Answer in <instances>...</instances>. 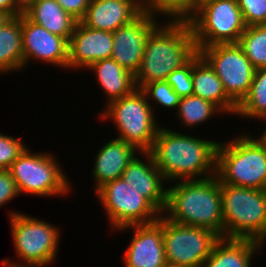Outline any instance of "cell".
Listing matches in <instances>:
<instances>
[{
    "label": "cell",
    "instance_id": "7c38bea8",
    "mask_svg": "<svg viewBox=\"0 0 266 267\" xmlns=\"http://www.w3.org/2000/svg\"><path fill=\"white\" fill-rule=\"evenodd\" d=\"M238 105L249 92L255 68L237 43L215 44L198 50Z\"/></svg>",
    "mask_w": 266,
    "mask_h": 267
},
{
    "label": "cell",
    "instance_id": "ab89813d",
    "mask_svg": "<svg viewBox=\"0 0 266 267\" xmlns=\"http://www.w3.org/2000/svg\"><path fill=\"white\" fill-rule=\"evenodd\" d=\"M261 135L266 139V129L264 130V132Z\"/></svg>",
    "mask_w": 266,
    "mask_h": 267
},
{
    "label": "cell",
    "instance_id": "8fae6325",
    "mask_svg": "<svg viewBox=\"0 0 266 267\" xmlns=\"http://www.w3.org/2000/svg\"><path fill=\"white\" fill-rule=\"evenodd\" d=\"M95 194L114 230L131 225L153 223L161 215L146 198L122 178L106 183Z\"/></svg>",
    "mask_w": 266,
    "mask_h": 267
},
{
    "label": "cell",
    "instance_id": "7402d4cb",
    "mask_svg": "<svg viewBox=\"0 0 266 267\" xmlns=\"http://www.w3.org/2000/svg\"><path fill=\"white\" fill-rule=\"evenodd\" d=\"M262 245L253 239L221 237L201 267H251L252 257Z\"/></svg>",
    "mask_w": 266,
    "mask_h": 267
},
{
    "label": "cell",
    "instance_id": "5bb4252c",
    "mask_svg": "<svg viewBox=\"0 0 266 267\" xmlns=\"http://www.w3.org/2000/svg\"><path fill=\"white\" fill-rule=\"evenodd\" d=\"M130 228L134 231L123 255V264L126 267H168L163 243V215L153 223L126 226L118 231Z\"/></svg>",
    "mask_w": 266,
    "mask_h": 267
},
{
    "label": "cell",
    "instance_id": "d6a6232c",
    "mask_svg": "<svg viewBox=\"0 0 266 267\" xmlns=\"http://www.w3.org/2000/svg\"><path fill=\"white\" fill-rule=\"evenodd\" d=\"M16 183L8 170H0V207L18 197Z\"/></svg>",
    "mask_w": 266,
    "mask_h": 267
},
{
    "label": "cell",
    "instance_id": "30bf717a",
    "mask_svg": "<svg viewBox=\"0 0 266 267\" xmlns=\"http://www.w3.org/2000/svg\"><path fill=\"white\" fill-rule=\"evenodd\" d=\"M219 239L214 231L178 224L163 216V243L168 267H201Z\"/></svg>",
    "mask_w": 266,
    "mask_h": 267
},
{
    "label": "cell",
    "instance_id": "ac0fdd59",
    "mask_svg": "<svg viewBox=\"0 0 266 267\" xmlns=\"http://www.w3.org/2000/svg\"><path fill=\"white\" fill-rule=\"evenodd\" d=\"M142 12L141 0H91L81 22L95 30L114 32Z\"/></svg>",
    "mask_w": 266,
    "mask_h": 267
},
{
    "label": "cell",
    "instance_id": "cb8c5ba5",
    "mask_svg": "<svg viewBox=\"0 0 266 267\" xmlns=\"http://www.w3.org/2000/svg\"><path fill=\"white\" fill-rule=\"evenodd\" d=\"M24 68L21 15L0 29V74Z\"/></svg>",
    "mask_w": 266,
    "mask_h": 267
},
{
    "label": "cell",
    "instance_id": "83f0119b",
    "mask_svg": "<svg viewBox=\"0 0 266 267\" xmlns=\"http://www.w3.org/2000/svg\"><path fill=\"white\" fill-rule=\"evenodd\" d=\"M144 12L163 15L169 21H188L191 18V0H141Z\"/></svg>",
    "mask_w": 266,
    "mask_h": 267
},
{
    "label": "cell",
    "instance_id": "2e32d148",
    "mask_svg": "<svg viewBox=\"0 0 266 267\" xmlns=\"http://www.w3.org/2000/svg\"><path fill=\"white\" fill-rule=\"evenodd\" d=\"M112 50V32L95 30L79 21L69 40L68 69H87L96 61L111 58Z\"/></svg>",
    "mask_w": 266,
    "mask_h": 267
},
{
    "label": "cell",
    "instance_id": "52a82bcc",
    "mask_svg": "<svg viewBox=\"0 0 266 267\" xmlns=\"http://www.w3.org/2000/svg\"><path fill=\"white\" fill-rule=\"evenodd\" d=\"M26 148L8 171L19 194L63 196L71 191V183L57 158L49 152L32 153Z\"/></svg>",
    "mask_w": 266,
    "mask_h": 267
},
{
    "label": "cell",
    "instance_id": "4fadbf2b",
    "mask_svg": "<svg viewBox=\"0 0 266 267\" xmlns=\"http://www.w3.org/2000/svg\"><path fill=\"white\" fill-rule=\"evenodd\" d=\"M157 19L143 11L131 23L112 32L111 58L133 75L140 67L148 35L160 24Z\"/></svg>",
    "mask_w": 266,
    "mask_h": 267
},
{
    "label": "cell",
    "instance_id": "9c48e42d",
    "mask_svg": "<svg viewBox=\"0 0 266 267\" xmlns=\"http://www.w3.org/2000/svg\"><path fill=\"white\" fill-rule=\"evenodd\" d=\"M197 49L215 44L237 43L246 25L236 0H212L188 20Z\"/></svg>",
    "mask_w": 266,
    "mask_h": 267
},
{
    "label": "cell",
    "instance_id": "f1b7e54d",
    "mask_svg": "<svg viewBox=\"0 0 266 267\" xmlns=\"http://www.w3.org/2000/svg\"><path fill=\"white\" fill-rule=\"evenodd\" d=\"M141 90L144 92L147 100L150 99L161 107L176 109L181 97L173 90L166 80L153 81L144 85Z\"/></svg>",
    "mask_w": 266,
    "mask_h": 267
},
{
    "label": "cell",
    "instance_id": "e0dca14e",
    "mask_svg": "<svg viewBox=\"0 0 266 267\" xmlns=\"http://www.w3.org/2000/svg\"><path fill=\"white\" fill-rule=\"evenodd\" d=\"M138 155L144 158L140 159ZM138 155L128 164L121 178L163 214L167 197V189L164 184L166 180L156 167L149 152H139Z\"/></svg>",
    "mask_w": 266,
    "mask_h": 267
},
{
    "label": "cell",
    "instance_id": "ba28073f",
    "mask_svg": "<svg viewBox=\"0 0 266 267\" xmlns=\"http://www.w3.org/2000/svg\"><path fill=\"white\" fill-rule=\"evenodd\" d=\"M16 264L49 265L58 254L60 229L31 215L9 211Z\"/></svg>",
    "mask_w": 266,
    "mask_h": 267
},
{
    "label": "cell",
    "instance_id": "ffe728a7",
    "mask_svg": "<svg viewBox=\"0 0 266 267\" xmlns=\"http://www.w3.org/2000/svg\"><path fill=\"white\" fill-rule=\"evenodd\" d=\"M192 82L193 95L212 102L222 114L235 115L237 104L226 94L223 83L199 53L193 57Z\"/></svg>",
    "mask_w": 266,
    "mask_h": 267
},
{
    "label": "cell",
    "instance_id": "836d02e7",
    "mask_svg": "<svg viewBox=\"0 0 266 267\" xmlns=\"http://www.w3.org/2000/svg\"><path fill=\"white\" fill-rule=\"evenodd\" d=\"M64 11L74 17L78 22L83 19L91 0H56Z\"/></svg>",
    "mask_w": 266,
    "mask_h": 267
},
{
    "label": "cell",
    "instance_id": "7a4b0ae2",
    "mask_svg": "<svg viewBox=\"0 0 266 267\" xmlns=\"http://www.w3.org/2000/svg\"><path fill=\"white\" fill-rule=\"evenodd\" d=\"M146 40L144 54L134 75L135 86L166 80L168 75L186 65L197 53L194 33L188 21H163Z\"/></svg>",
    "mask_w": 266,
    "mask_h": 267
},
{
    "label": "cell",
    "instance_id": "d6986e66",
    "mask_svg": "<svg viewBox=\"0 0 266 267\" xmlns=\"http://www.w3.org/2000/svg\"><path fill=\"white\" fill-rule=\"evenodd\" d=\"M139 151L125 141L114 138L97 151L92 171L95 192L108 182L121 178L132 159Z\"/></svg>",
    "mask_w": 266,
    "mask_h": 267
},
{
    "label": "cell",
    "instance_id": "9a60e30c",
    "mask_svg": "<svg viewBox=\"0 0 266 267\" xmlns=\"http://www.w3.org/2000/svg\"><path fill=\"white\" fill-rule=\"evenodd\" d=\"M24 68L31 59L68 69L69 42L21 15Z\"/></svg>",
    "mask_w": 266,
    "mask_h": 267
},
{
    "label": "cell",
    "instance_id": "484cf974",
    "mask_svg": "<svg viewBox=\"0 0 266 267\" xmlns=\"http://www.w3.org/2000/svg\"><path fill=\"white\" fill-rule=\"evenodd\" d=\"M177 116L182 126L193 127L206 123L210 118L222 111L212 102L201 97L190 95L182 97L178 104ZM216 113V114H215Z\"/></svg>",
    "mask_w": 266,
    "mask_h": 267
},
{
    "label": "cell",
    "instance_id": "5b68a950",
    "mask_svg": "<svg viewBox=\"0 0 266 267\" xmlns=\"http://www.w3.org/2000/svg\"><path fill=\"white\" fill-rule=\"evenodd\" d=\"M224 238L266 242V190L220 183Z\"/></svg>",
    "mask_w": 266,
    "mask_h": 267
},
{
    "label": "cell",
    "instance_id": "e575fe53",
    "mask_svg": "<svg viewBox=\"0 0 266 267\" xmlns=\"http://www.w3.org/2000/svg\"><path fill=\"white\" fill-rule=\"evenodd\" d=\"M0 10L17 17L23 14V5L19 0H0Z\"/></svg>",
    "mask_w": 266,
    "mask_h": 267
},
{
    "label": "cell",
    "instance_id": "1f68e13d",
    "mask_svg": "<svg viewBox=\"0 0 266 267\" xmlns=\"http://www.w3.org/2000/svg\"><path fill=\"white\" fill-rule=\"evenodd\" d=\"M248 26L266 24V0H236Z\"/></svg>",
    "mask_w": 266,
    "mask_h": 267
},
{
    "label": "cell",
    "instance_id": "8992f818",
    "mask_svg": "<svg viewBox=\"0 0 266 267\" xmlns=\"http://www.w3.org/2000/svg\"><path fill=\"white\" fill-rule=\"evenodd\" d=\"M100 112L101 120H113L119 140L134 146L140 152H149L161 126L156 120L151 101L141 89L135 88L130 94L105 104Z\"/></svg>",
    "mask_w": 266,
    "mask_h": 267
},
{
    "label": "cell",
    "instance_id": "4316f807",
    "mask_svg": "<svg viewBox=\"0 0 266 267\" xmlns=\"http://www.w3.org/2000/svg\"><path fill=\"white\" fill-rule=\"evenodd\" d=\"M237 44L255 69L266 67V24L246 27Z\"/></svg>",
    "mask_w": 266,
    "mask_h": 267
},
{
    "label": "cell",
    "instance_id": "6da1fadb",
    "mask_svg": "<svg viewBox=\"0 0 266 267\" xmlns=\"http://www.w3.org/2000/svg\"><path fill=\"white\" fill-rule=\"evenodd\" d=\"M218 143L160 126L149 153L167 184L200 180L216 175Z\"/></svg>",
    "mask_w": 266,
    "mask_h": 267
},
{
    "label": "cell",
    "instance_id": "f546056e",
    "mask_svg": "<svg viewBox=\"0 0 266 267\" xmlns=\"http://www.w3.org/2000/svg\"><path fill=\"white\" fill-rule=\"evenodd\" d=\"M192 67L193 58L186 65L172 71L166 79L181 98L193 95Z\"/></svg>",
    "mask_w": 266,
    "mask_h": 267
},
{
    "label": "cell",
    "instance_id": "603a6c76",
    "mask_svg": "<svg viewBox=\"0 0 266 267\" xmlns=\"http://www.w3.org/2000/svg\"><path fill=\"white\" fill-rule=\"evenodd\" d=\"M87 69L96 75L99 87L106 94V104L130 94L136 88L134 75L112 58L96 61Z\"/></svg>",
    "mask_w": 266,
    "mask_h": 267
},
{
    "label": "cell",
    "instance_id": "8d00e7d4",
    "mask_svg": "<svg viewBox=\"0 0 266 267\" xmlns=\"http://www.w3.org/2000/svg\"><path fill=\"white\" fill-rule=\"evenodd\" d=\"M209 1L212 0H191V17L195 14L197 9Z\"/></svg>",
    "mask_w": 266,
    "mask_h": 267
},
{
    "label": "cell",
    "instance_id": "d590c367",
    "mask_svg": "<svg viewBox=\"0 0 266 267\" xmlns=\"http://www.w3.org/2000/svg\"><path fill=\"white\" fill-rule=\"evenodd\" d=\"M11 261L12 260L3 259V267H46V265L16 264V262Z\"/></svg>",
    "mask_w": 266,
    "mask_h": 267
},
{
    "label": "cell",
    "instance_id": "3957f363",
    "mask_svg": "<svg viewBox=\"0 0 266 267\" xmlns=\"http://www.w3.org/2000/svg\"><path fill=\"white\" fill-rule=\"evenodd\" d=\"M166 189V207L162 214L165 218L178 224L209 229L224 238L220 180L216 175L176 181Z\"/></svg>",
    "mask_w": 266,
    "mask_h": 267
},
{
    "label": "cell",
    "instance_id": "74e56055",
    "mask_svg": "<svg viewBox=\"0 0 266 267\" xmlns=\"http://www.w3.org/2000/svg\"><path fill=\"white\" fill-rule=\"evenodd\" d=\"M13 17L6 13L5 11L0 10V29L7 24Z\"/></svg>",
    "mask_w": 266,
    "mask_h": 267
},
{
    "label": "cell",
    "instance_id": "4dcf8cb0",
    "mask_svg": "<svg viewBox=\"0 0 266 267\" xmlns=\"http://www.w3.org/2000/svg\"><path fill=\"white\" fill-rule=\"evenodd\" d=\"M26 147L20 137L0 133V170H8Z\"/></svg>",
    "mask_w": 266,
    "mask_h": 267
},
{
    "label": "cell",
    "instance_id": "44dd1931",
    "mask_svg": "<svg viewBox=\"0 0 266 267\" xmlns=\"http://www.w3.org/2000/svg\"><path fill=\"white\" fill-rule=\"evenodd\" d=\"M23 14L35 24L68 42L78 22L64 11L56 0H30L23 6Z\"/></svg>",
    "mask_w": 266,
    "mask_h": 267
},
{
    "label": "cell",
    "instance_id": "f35d334b",
    "mask_svg": "<svg viewBox=\"0 0 266 267\" xmlns=\"http://www.w3.org/2000/svg\"><path fill=\"white\" fill-rule=\"evenodd\" d=\"M21 2V4L24 6L28 1L30 0H19Z\"/></svg>",
    "mask_w": 266,
    "mask_h": 267
},
{
    "label": "cell",
    "instance_id": "277c9868",
    "mask_svg": "<svg viewBox=\"0 0 266 267\" xmlns=\"http://www.w3.org/2000/svg\"><path fill=\"white\" fill-rule=\"evenodd\" d=\"M216 176L223 184L266 190V139L243 133L219 142Z\"/></svg>",
    "mask_w": 266,
    "mask_h": 267
},
{
    "label": "cell",
    "instance_id": "d4e9b609",
    "mask_svg": "<svg viewBox=\"0 0 266 267\" xmlns=\"http://www.w3.org/2000/svg\"><path fill=\"white\" fill-rule=\"evenodd\" d=\"M235 115L266 121V67L255 70L249 92L237 105Z\"/></svg>",
    "mask_w": 266,
    "mask_h": 267
}]
</instances>
